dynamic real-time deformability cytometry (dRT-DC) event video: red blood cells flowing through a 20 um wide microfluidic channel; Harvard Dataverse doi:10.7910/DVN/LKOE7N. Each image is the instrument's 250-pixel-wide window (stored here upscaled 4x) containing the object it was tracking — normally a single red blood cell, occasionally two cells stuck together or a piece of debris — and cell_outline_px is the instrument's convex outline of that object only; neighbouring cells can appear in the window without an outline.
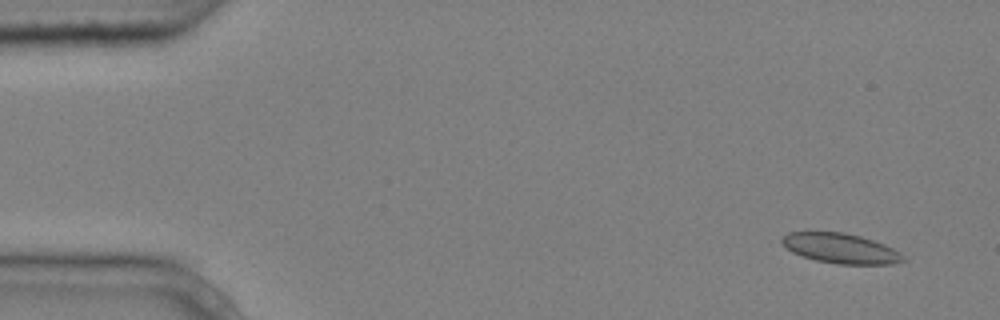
{"species": "common noctule bat (a hibernating species)", "species_latin": "Nyctalus noctula", "temperature_condition": "cold", "stored_images_in_passage": 5, "camera_frame_rate_fps": 3000, "um_per_image_px": 0.085, "animal": {"sex": "male", "body_mass_g": 20.4}, "frame": {"image": 1, "passage_image": 1, "time_ms": 0.0, "image_size_px": [1000, 320], "cell_outline_px": [[908, 260], [892, 264], [836, 264], [816, 260], [800, 256], [792, 252], [780, 240], [788, 232], [844, 232], [860, 236], [884, 244], [900, 252]], "centroid_in_image_um": [71.48, 21.12], "position_along_channel_um": 13.5, "area_um2": 21.15}}
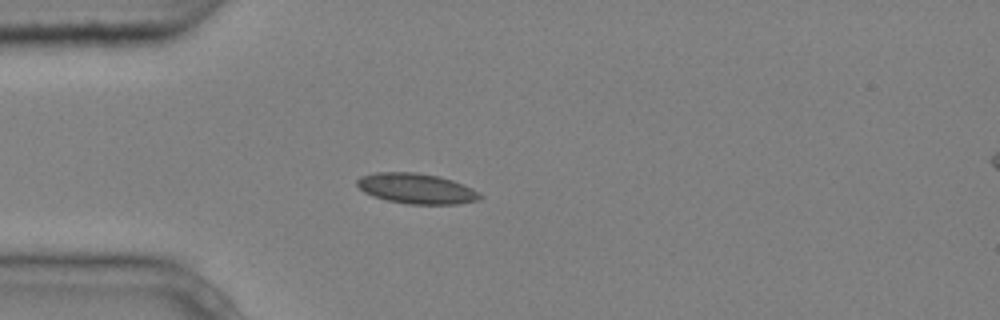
{"frame": {"image": 2, "passage_image": 4, "time_ms": 1.0, "image_size_px": [1000, 320], "cell_outline_px": [[484, 196], [480, 200], [456, 204], [408, 204], [388, 200], [372, 196], [364, 192], [356, 184], [356, 180], [360, 176], [376, 172], [412, 172], [440, 176], [452, 180], [472, 188], [480, 192]], "centroid_in_image_um": [35.41, 16.02], "position_along_channel_um": 49.6, "area_um2": 21.85}}